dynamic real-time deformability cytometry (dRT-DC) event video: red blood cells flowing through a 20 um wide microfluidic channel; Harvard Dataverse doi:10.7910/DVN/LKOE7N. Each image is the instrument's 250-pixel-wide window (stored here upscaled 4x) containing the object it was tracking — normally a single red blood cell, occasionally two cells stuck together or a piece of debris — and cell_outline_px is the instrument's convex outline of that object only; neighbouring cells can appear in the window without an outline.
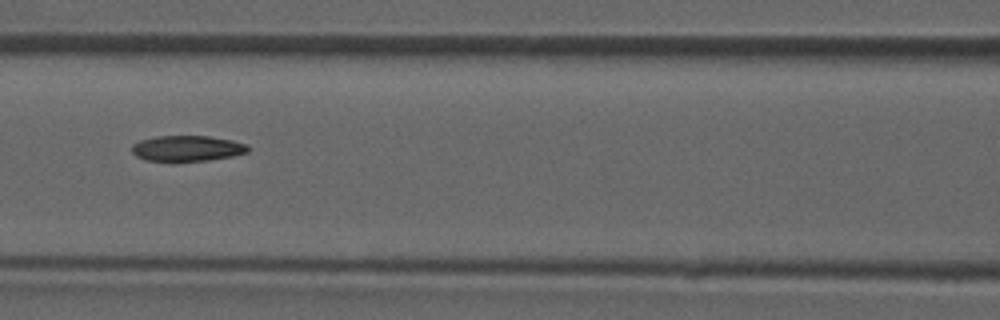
{"species": "common noctule bat (a hibernating species)", "species_latin": "Nyctalus noctula", "temperature_condition": "room temperature", "stored_images_in_passage": 48, "camera_frame_rate_fps": 3000, "um_per_image_px": 0.085, "animal": {"sex": "male", "forearm_length_mm": 52.5}, "frame": {"image": 1, "passage_image": 21, "time_ms": 6.667, "image_size_px": [1000, 320], "cell_outline_px": [[248, 152], [232, 156], [208, 160], [144, 160], [136, 156], [132, 152], [132, 144], [140, 140], [156, 136], [208, 136], [232, 140], [248, 144]], "centroid_in_image_um": [15.91, 12.59], "position_along_channel_um": 150.7, "area_um2": 17.17}}